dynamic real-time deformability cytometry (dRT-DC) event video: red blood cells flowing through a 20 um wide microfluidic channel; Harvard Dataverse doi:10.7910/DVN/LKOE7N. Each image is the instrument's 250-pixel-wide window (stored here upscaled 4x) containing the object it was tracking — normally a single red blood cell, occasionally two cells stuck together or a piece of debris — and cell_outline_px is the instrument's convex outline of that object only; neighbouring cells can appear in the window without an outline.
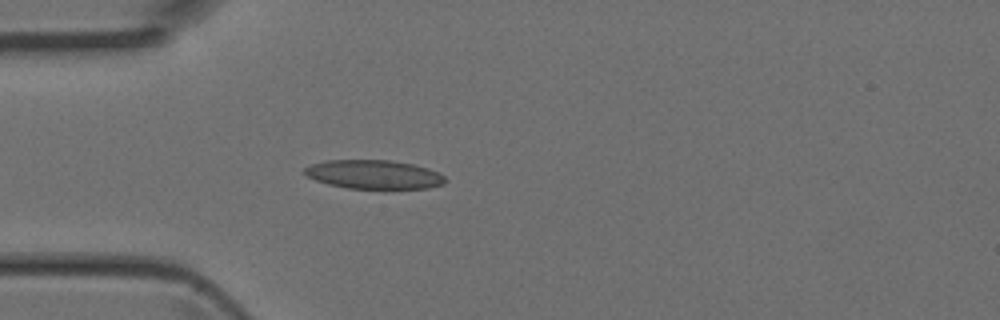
{"species": "Egyptian fruit bat (a non-hibernating species)", "species_latin": "Rousettus aegyptiacus", "temperature_condition": "room temperature", "stored_images_in_passage": 3, "camera_frame_rate_fps": 3000, "um_per_image_px": 0.085, "animal": {"sex": "female"}, "frame": {"image": 1, "passage_image": 3, "time_ms": 0.667, "image_size_px": [1000, 320], "cell_outline_px": [[444, 184], [428, 188], [348, 188], [328, 184], [316, 180], [308, 176], [304, 172], [304, 168], [312, 164], [324, 160], [388, 160], [412, 164], [428, 168], [444, 176]], "centroid_in_image_um": [31.75, 14.82], "position_along_channel_um": 53.2, "area_um2": 23.35}}